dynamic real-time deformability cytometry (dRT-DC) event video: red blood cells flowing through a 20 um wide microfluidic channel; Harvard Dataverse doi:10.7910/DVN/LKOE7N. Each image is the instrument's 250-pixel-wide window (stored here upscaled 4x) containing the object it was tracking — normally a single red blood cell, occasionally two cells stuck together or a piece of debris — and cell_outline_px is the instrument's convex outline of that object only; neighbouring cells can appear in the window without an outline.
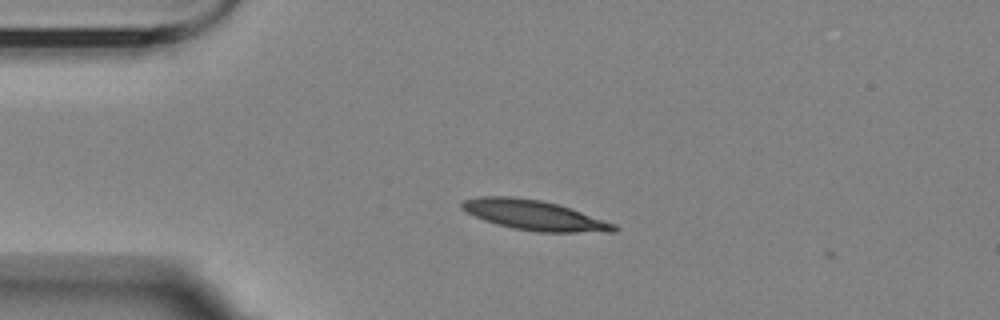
{"species": "Egyptian fruit bat (a non-hibernating species)", "species_latin": "Rousettus aegyptiacus", "temperature_condition": "room temperature", "stored_images_in_passage": 2, "camera_frame_rate_fps": 3000, "um_per_image_px": 0.085, "animal": {"sex": "female"}, "frame": {"image": 1, "passage_image": 1, "time_ms": 0.0, "image_size_px": [1000, 320], "cell_outline_px": [[620, 228], [616, 232], [536, 232], [512, 228], [496, 224], [484, 220], [460, 208], [460, 204], [464, 200], [480, 196], [512, 196], [540, 200], [556, 204], [616, 224]], "centroid_in_image_um": [45.4, 18.3], "position_along_channel_um": 39.6, "area_um2": 26.36}}